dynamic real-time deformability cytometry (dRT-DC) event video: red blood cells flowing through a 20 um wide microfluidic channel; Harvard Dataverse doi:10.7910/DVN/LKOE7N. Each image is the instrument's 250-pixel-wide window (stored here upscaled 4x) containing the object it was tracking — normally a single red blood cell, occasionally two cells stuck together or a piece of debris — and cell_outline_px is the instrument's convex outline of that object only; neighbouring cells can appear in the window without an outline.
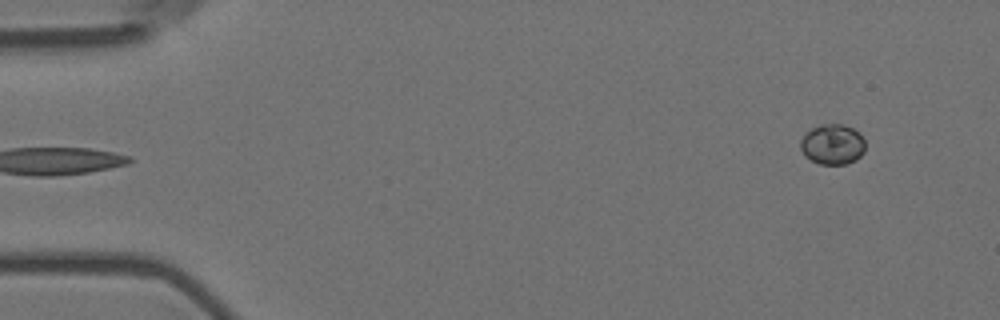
{"species": "Egyptian fruit bat (a non-hibernating species)", "species_latin": "Rousettus aegyptiacus", "temperature_condition": "room temperature", "stored_images_in_passage": 4, "camera_frame_rate_fps": 3000, "um_per_image_px": 0.085, "animal": {"sex": "female"}, "frame": {"image": 1, "passage_image": 4, "time_ms": 1.0, "image_size_px": [1000, 320], "cell_outline_px": [[864, 152], [856, 160], [844, 164], [820, 164], [804, 156], [800, 148], [800, 140], [812, 128], [820, 124], [840, 124], [852, 128], [860, 132], [864, 140]], "centroid_in_image_um": [70.77, 12.27], "position_along_channel_um": 14.2, "area_um2": 15.2}}